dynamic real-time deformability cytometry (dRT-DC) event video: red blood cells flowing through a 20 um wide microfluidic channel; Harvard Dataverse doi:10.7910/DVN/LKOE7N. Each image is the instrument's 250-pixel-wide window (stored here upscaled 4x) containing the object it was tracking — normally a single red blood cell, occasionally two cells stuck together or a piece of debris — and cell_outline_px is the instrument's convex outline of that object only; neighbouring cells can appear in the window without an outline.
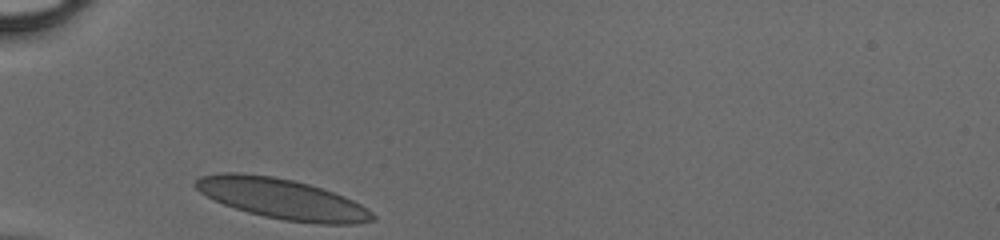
{"species": "human", "species_latin": "Homo sapiens", "temperature_condition": "cold", "stored_images_in_passage": 25, "camera_frame_rate_fps": 3000, "um_per_image_px": 0.085, "donor": {"sex": "male"}, "frame": {"image": 1, "passage_image": 1, "time_ms": 0.0, "image_size_px": [1000, 240], "cell_outline_px": [[376, 220], [356, 224], [320, 224], [284, 220], [264, 216], [248, 212], [224, 204], [200, 192], [192, 184], [200, 176], [220, 172], [240, 172], [272, 176], [292, 180], [308, 184], [344, 196], [360, 204], [372, 212], [376, 216]], "centroid_in_image_um": [23.98, 16.9], "position_along_channel_um": 61.0, "area_um2": 41.44}}
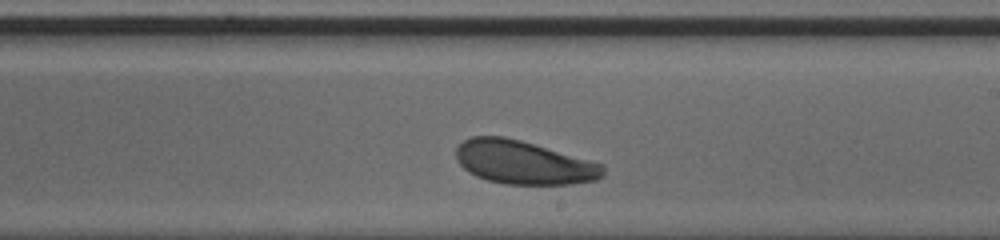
{"frame": {"image": 2, "passage_image": 15, "time_ms": 4.667, "image_size_px": [1000, 240], "cell_outline_px": [[604, 176], [596, 180], [572, 184], [504, 184], [488, 180], [476, 176], [468, 172], [456, 160], [456, 148], [464, 140], [472, 136], [504, 136], [520, 140], [604, 164]], "centroid_in_image_um": [44.5, 13.81], "position_along_channel_um": 244.5, "area_um2": 37.22}}
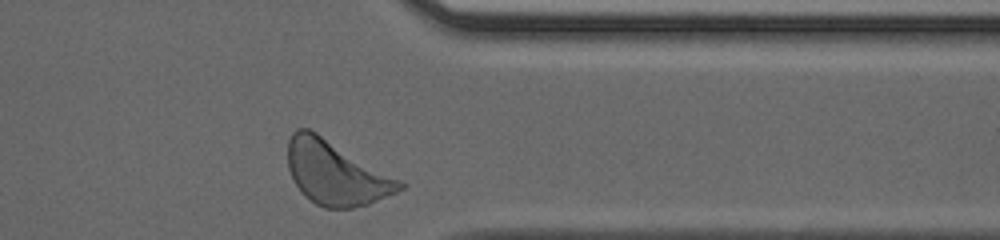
{"frame": {"image": 3, "passage_image": 25, "time_ms": 8.0, "image_size_px": [1000, 240], "cell_outline_px": [[408, 184], [404, 188], [396, 192], [368, 204], [352, 208], [324, 208], [316, 204], [304, 196], [300, 192], [288, 168], [288, 140], [292, 132], [296, 128], [308, 128], [316, 132], [404, 180]], "centroid_in_image_um": [28.58, 14.69], "position_along_channel_um": 382.8, "area_um2": 42.02}}